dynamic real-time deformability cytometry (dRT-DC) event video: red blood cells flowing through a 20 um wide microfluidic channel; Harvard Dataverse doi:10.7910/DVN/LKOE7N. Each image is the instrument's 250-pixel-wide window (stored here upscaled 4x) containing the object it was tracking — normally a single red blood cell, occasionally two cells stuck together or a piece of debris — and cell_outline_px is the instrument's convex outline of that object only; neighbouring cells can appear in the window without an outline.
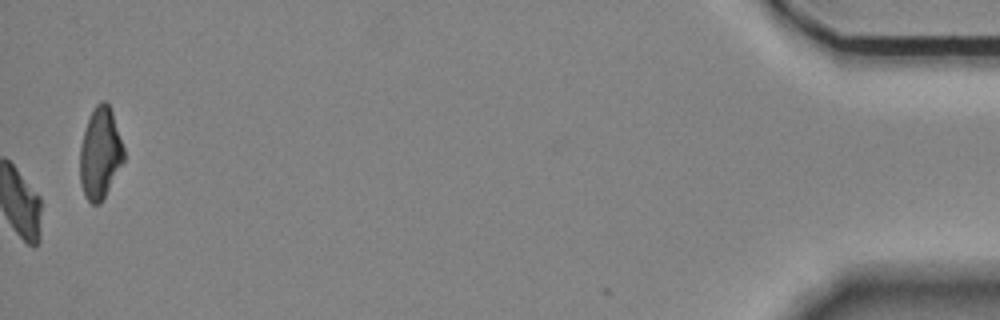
{"species": "Egyptian fruit bat (a non-hibernating species)", "species_latin": "Rousettus aegyptiacus", "temperature_condition": "room temperature", "stored_images_in_passage": 56, "camera_frame_rate_fps": 3000, "um_per_image_px": 0.085, "animal": {"sex": "female"}, "frame": {"image": 1, "passage_image": 56, "time_ms": 18.333, "image_size_px": [1000, 320], "cell_outline_px": [[124, 160], [100, 204], [92, 204], [84, 196], [80, 184], [80, 148], [84, 132], [88, 120], [96, 104], [100, 100], [104, 100], [108, 104], [112, 112], [124, 148]], "centroid_in_image_um": [8.5, 13.04], "position_along_channel_um": 426.7, "area_um2": 23.06}, "authors_computed_cell_mechanics": {"area_um2": 19.8832, "velocity_mm_per_s": 3.5546, "shape_relaxation_time_tau1_ms": 4.7436, "shape_relaxation_time_tau2_ms": 9.3739, "deformation_change_tau1": 0.1684, "deformation_change_tau2": 0.1189}}